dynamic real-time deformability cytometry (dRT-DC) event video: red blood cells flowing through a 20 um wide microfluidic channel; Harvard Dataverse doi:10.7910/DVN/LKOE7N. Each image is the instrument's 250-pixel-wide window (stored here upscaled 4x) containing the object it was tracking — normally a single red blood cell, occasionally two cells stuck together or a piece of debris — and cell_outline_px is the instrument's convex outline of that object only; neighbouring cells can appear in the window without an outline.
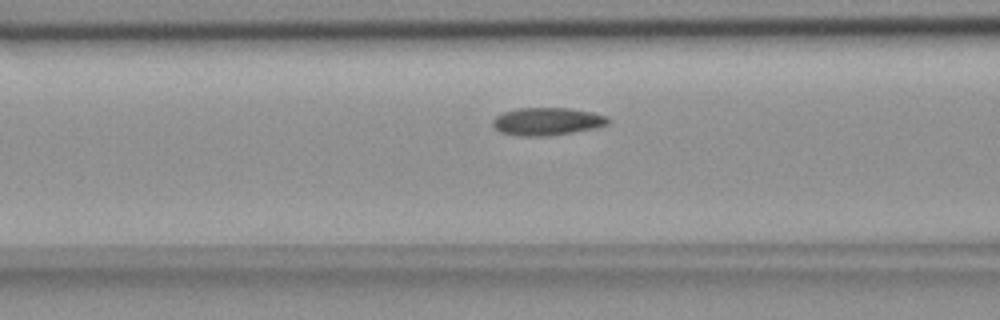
{"species": "common noctule bat (a hibernating species)", "species_latin": "Nyctalus noctula", "temperature_condition": "room temperature", "stored_images_in_passage": 39, "camera_frame_rate_fps": 3000, "um_per_image_px": 0.085, "animal": {"sex": "female", "body_mass_g": 18.4}, "frame": {"image": 1, "passage_image": 6, "time_ms": 1.667, "image_size_px": [1000, 320], "cell_outline_px": [[612, 120], [608, 124], [596, 128], [548, 136], [520, 136], [500, 132], [492, 124], [492, 120], [496, 116], [504, 112], [516, 108], [568, 108], [592, 112], [608, 116]], "centroid_in_image_um": [46.53, 10.32], "position_along_channel_um": 120.1, "area_um2": 18.73}}
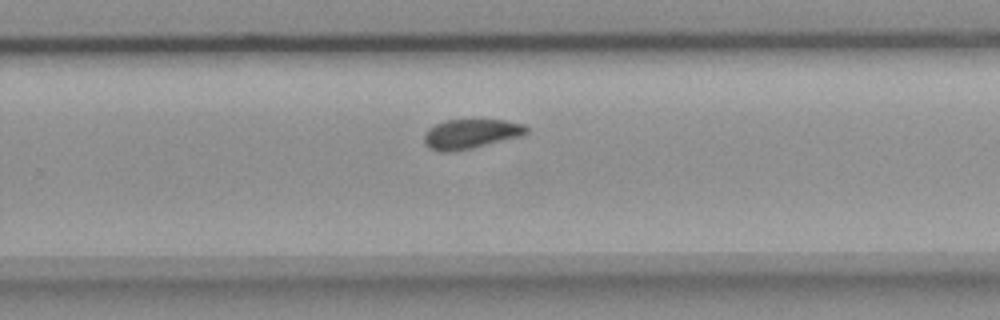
{"frame": {"image": 2, "passage_image": 20, "time_ms": 6.333, "image_size_px": [1000, 320], "cell_outline_px": [[528, 132], [524, 136], [472, 148], [452, 152], [440, 152], [428, 148], [424, 144], [424, 132], [428, 128], [444, 120], [472, 116], [476, 116], [504, 120], [524, 124], [528, 128]], "centroid_in_image_um": [40.02, 11.33], "position_along_channel_um": 289.8, "area_um2": 18.84}}
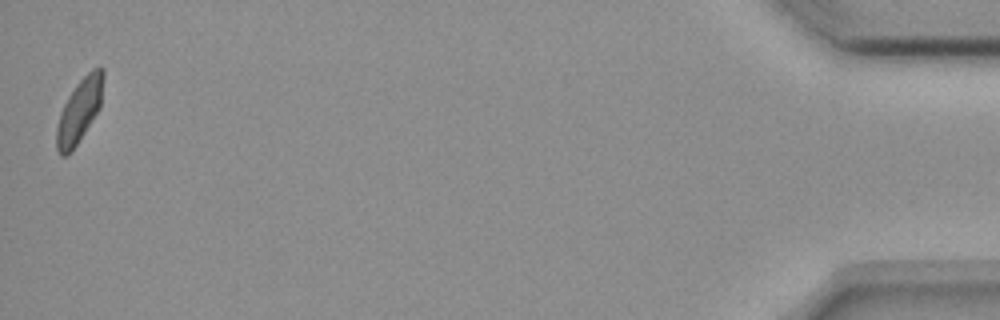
{"frame": {"image": 3, "passage_image": 39, "time_ms": 12.667, "image_size_px": [1000, 320], "cell_outline_px": [[104, 80], [100, 108], [68, 156], [60, 156], [56, 148], [56, 128], [60, 112], [68, 96], [76, 84], [92, 68], [104, 68]], "centroid_in_image_um": [6.74, 9.4], "position_along_channel_um": 428.5, "area_um2": 17.28}, "authors_computed_cell_mechanics": {"area_um2": 17.9758, "velocity_mm_per_s": 3.6462, "shape_relaxation_time_tau1_ms": 5.6893, "shape_relaxation_time_tau2_ms": 2.3336, "deformation_change_tau1": 0.1274, "deformation_change_tau2": 0.0625}}